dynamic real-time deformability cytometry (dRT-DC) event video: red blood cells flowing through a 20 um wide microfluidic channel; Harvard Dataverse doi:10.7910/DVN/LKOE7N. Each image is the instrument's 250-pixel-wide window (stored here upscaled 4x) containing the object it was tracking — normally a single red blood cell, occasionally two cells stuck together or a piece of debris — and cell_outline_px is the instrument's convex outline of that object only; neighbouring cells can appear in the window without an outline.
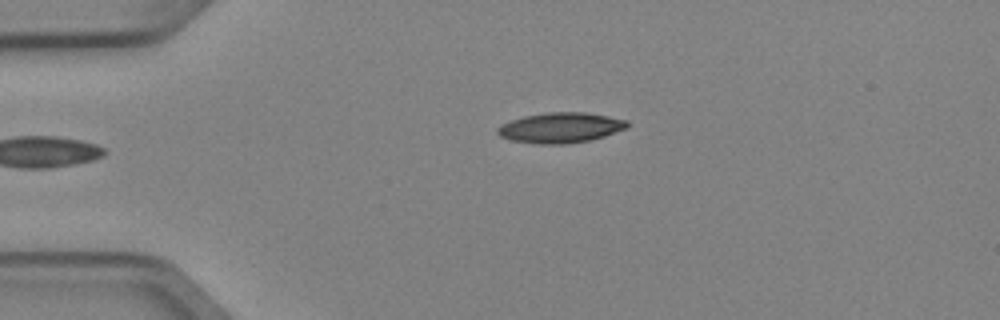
{"species": "Egyptian fruit bat (a non-hibernating species)", "species_latin": "Rousettus aegyptiacus", "temperature_condition": "cold", "stored_images_in_passage": 4, "camera_frame_rate_fps": 3000, "um_per_image_px": 0.085, "animal": {"sex": "female"}, "frame": {"image": 1, "passage_image": 4, "time_ms": 1.0, "image_size_px": [1000, 320], "cell_outline_px": [[628, 128], [604, 136], [588, 140], [568, 144], [536, 144], [512, 140], [500, 136], [496, 132], [496, 128], [500, 124], [524, 116], [548, 112], [584, 112], [608, 116], [628, 120]], "centroid_in_image_um": [47.63, 10.85], "position_along_channel_um": 37.4, "area_um2": 22.95}}